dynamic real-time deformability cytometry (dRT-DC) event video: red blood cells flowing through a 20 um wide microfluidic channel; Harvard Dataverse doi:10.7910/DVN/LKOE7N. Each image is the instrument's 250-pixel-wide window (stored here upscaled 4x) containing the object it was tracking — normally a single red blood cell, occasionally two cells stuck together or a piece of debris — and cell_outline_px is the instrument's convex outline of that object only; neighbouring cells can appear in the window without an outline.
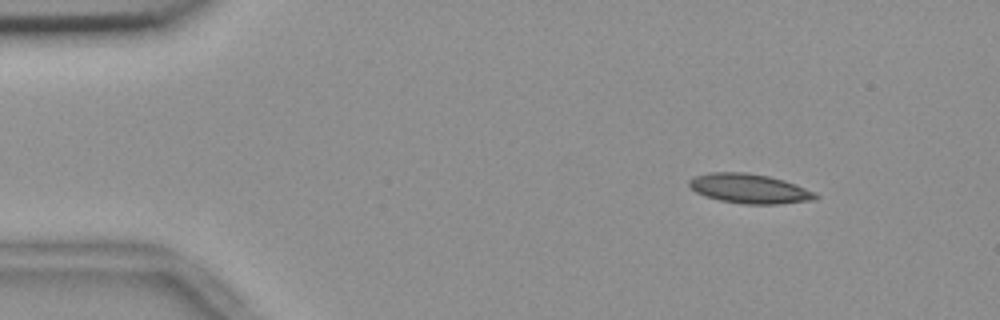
{"species": "common noctule bat (a hibernating species)", "species_latin": "Nyctalus noctula", "temperature_condition": "room temperature", "stored_images_in_passage": 4, "camera_frame_rate_fps": 3000, "um_per_image_px": 0.085, "animal": {"sex": "female", "body_mass_g": 18.4}, "frame": {"image": 1, "passage_image": 1, "time_ms": 0.0, "image_size_px": [1000, 320], "cell_outline_px": [[820, 196], [816, 200], [780, 204], [744, 204], [720, 200], [696, 192], [688, 184], [688, 180], [696, 176], [708, 172], [744, 172], [768, 176], [784, 180], [796, 184], [816, 192]], "centroid_in_image_um": [63.76, 16.03], "position_along_channel_um": 21.2, "area_um2": 21.79}}
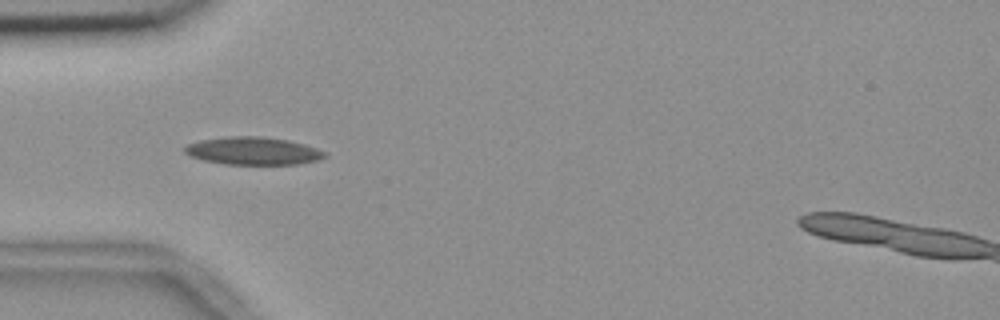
{"frame": {"image": 2, "passage_image": 3, "time_ms": 0.667, "image_size_px": [1000, 320], "cell_outline_px": [[328, 152], [324, 156], [316, 160], [296, 164], [224, 164], [204, 160], [192, 156], [184, 152], [184, 148], [188, 144], [200, 140], [228, 136], [260, 136], [288, 140], [304, 144]], "centroid_in_image_um": [21.5, 12.82], "position_along_channel_um": 63.5, "area_um2": 22.43}}